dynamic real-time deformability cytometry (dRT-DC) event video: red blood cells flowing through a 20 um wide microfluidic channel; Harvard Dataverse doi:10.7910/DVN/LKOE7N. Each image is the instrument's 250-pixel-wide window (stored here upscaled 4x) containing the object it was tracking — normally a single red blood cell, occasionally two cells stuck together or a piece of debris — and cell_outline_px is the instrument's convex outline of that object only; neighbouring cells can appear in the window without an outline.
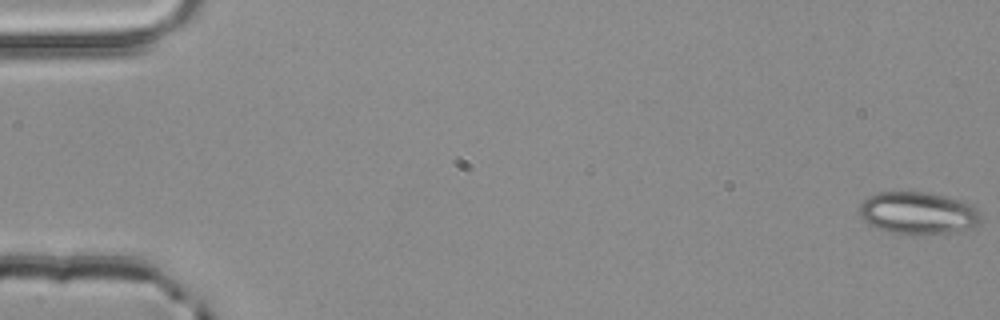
{"species": "common noctule bat (a hibernating species)", "species_latin": "Nyctalus noctula", "temperature_condition": "room temperature", "stored_images_in_passage": 6, "camera_frame_rate_fps": 3000, "um_per_image_px": 0.085, "animal": {"sex": "male", "body_mass_g": 20.4}, "frame": {"image": 1, "passage_image": 1, "time_ms": 0.0, "image_size_px": [1000, 320], "cell_outline_px": [[980, 224], [956, 232], [888, 232], [876, 228], [868, 224], [860, 216], [860, 204], [864, 200], [880, 192], [924, 192], [944, 196], [960, 200], [972, 204], [980, 212]], "centroid_in_image_um": [78.05, 18.09], "position_along_channel_um": 7.0, "area_um2": 29.25}}